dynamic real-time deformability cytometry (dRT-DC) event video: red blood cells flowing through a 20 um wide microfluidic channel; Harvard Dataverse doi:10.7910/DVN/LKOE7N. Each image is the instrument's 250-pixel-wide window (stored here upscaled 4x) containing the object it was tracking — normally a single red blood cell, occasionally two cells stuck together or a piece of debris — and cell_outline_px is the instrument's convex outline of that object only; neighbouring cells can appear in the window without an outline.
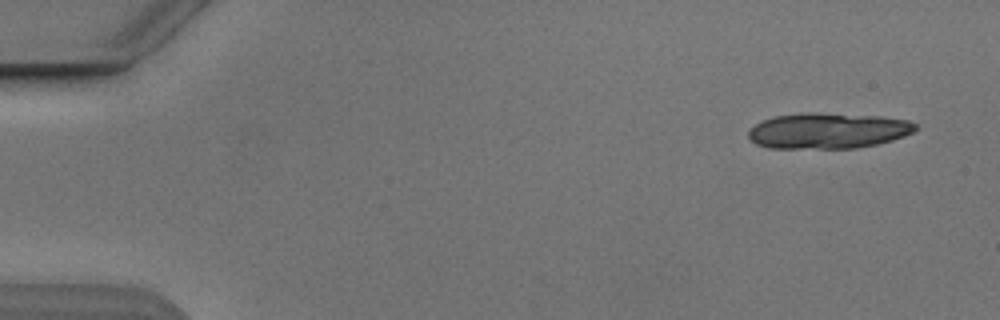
{"species": "Egyptian fruit bat (a non-hibernating species)", "species_latin": "Rousettus aegyptiacus", "temperature_condition": "cold", "stored_images_in_passage": 4, "camera_frame_rate_fps": 3000, "um_per_image_px": 0.085, "animal": {"sex": "male"}, "frame": {"image": 1, "passage_image": 1, "time_ms": 0.0, "image_size_px": [1000, 320], "cell_outline_px": [[916, 128], [912, 132], [904, 136], [892, 140], [876, 144], [856, 148], [768, 148], [756, 144], [748, 136], [748, 132], [756, 124], [764, 120], [776, 116], [804, 112], [816, 112], [880, 116], [908, 120], [916, 124]], "centroid_in_image_um": [70.38, 11.11], "position_along_channel_um": 14.6, "area_um2": 34.74}}